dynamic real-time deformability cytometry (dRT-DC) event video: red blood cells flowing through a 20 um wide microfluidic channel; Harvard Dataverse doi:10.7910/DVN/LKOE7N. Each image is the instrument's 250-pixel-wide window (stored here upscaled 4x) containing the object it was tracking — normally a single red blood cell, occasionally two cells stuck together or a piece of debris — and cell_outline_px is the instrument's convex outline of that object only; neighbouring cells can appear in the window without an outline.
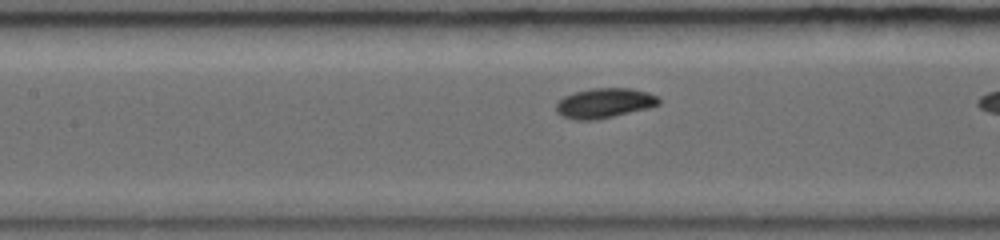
{"species": "common noctule bat (a hibernating species)", "species_latin": "Nyctalus noctula", "temperature_condition": "warm", "stored_images_in_passage": 5, "camera_frame_rate_fps": 5000, "um_per_image_px": 0.085, "animal": {"sex": "female", "body_mass_g": 19.0, "forearm_length_mm": 56.7}, "frame": {"image": 1, "passage_image": 4, "time_ms": 2.4, "image_size_px": [1000, 240], "cell_outline_px": [[660, 104], [648, 108], [596, 120], [576, 120], [560, 116], [556, 112], [556, 104], [564, 96], [576, 92], [592, 88], [632, 88], [648, 92], [656, 96], [660, 100]], "centroid_in_image_um": [51.36, 8.77], "position_along_channel_um": 156.0, "area_um2": 17.86}}